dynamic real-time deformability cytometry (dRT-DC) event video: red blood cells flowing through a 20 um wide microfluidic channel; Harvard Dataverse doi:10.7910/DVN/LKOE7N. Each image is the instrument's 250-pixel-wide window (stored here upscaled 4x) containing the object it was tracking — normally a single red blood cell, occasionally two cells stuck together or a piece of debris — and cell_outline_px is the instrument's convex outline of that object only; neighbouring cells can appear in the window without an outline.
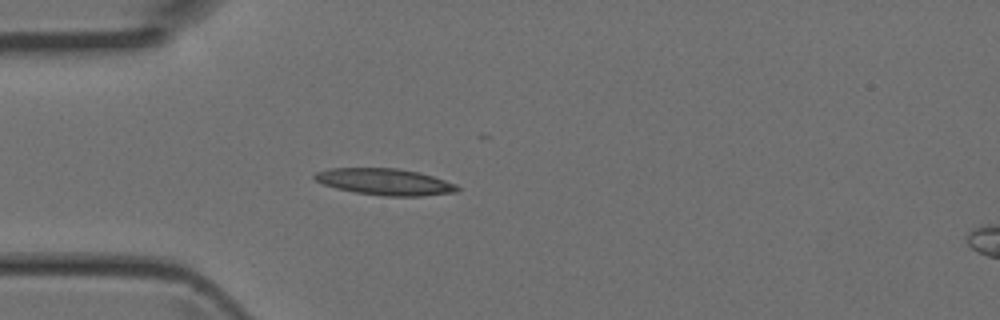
{"species": "Egyptian fruit bat (a non-hibernating species)", "species_latin": "Rousettus aegyptiacus", "temperature_condition": "room temperature", "stored_images_in_passage": 4, "camera_frame_rate_fps": 3000, "um_per_image_px": 0.085, "animal": {"sex": "female"}, "frame": {"image": 1, "passage_image": 3, "time_ms": 0.667, "image_size_px": [1000, 320], "cell_outline_px": [[460, 188], [456, 192], [420, 196], [384, 196], [356, 192], [336, 188], [324, 184], [316, 180], [312, 176], [316, 172], [332, 168], [396, 168], [420, 172], [456, 184]], "centroid_in_image_um": [32.72, 15.45], "position_along_channel_um": 52.3, "area_um2": 21.91}}